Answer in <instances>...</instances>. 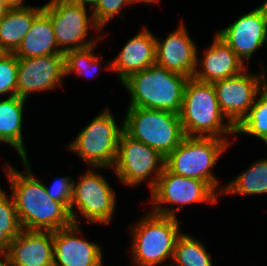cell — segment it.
<instances>
[{
	"instance_id": "obj_1",
	"label": "cell",
	"mask_w": 267,
	"mask_h": 266,
	"mask_svg": "<svg viewBox=\"0 0 267 266\" xmlns=\"http://www.w3.org/2000/svg\"><path fill=\"white\" fill-rule=\"evenodd\" d=\"M22 161L25 174L10 165L4 167L22 229L55 231L72 225L70 208L47 194L46 185L30 169L28 156Z\"/></svg>"
},
{
	"instance_id": "obj_2",
	"label": "cell",
	"mask_w": 267,
	"mask_h": 266,
	"mask_svg": "<svg viewBox=\"0 0 267 266\" xmlns=\"http://www.w3.org/2000/svg\"><path fill=\"white\" fill-rule=\"evenodd\" d=\"M188 79L154 64L131 74L121 84L129 93L128 108L166 110L179 114Z\"/></svg>"
},
{
	"instance_id": "obj_3",
	"label": "cell",
	"mask_w": 267,
	"mask_h": 266,
	"mask_svg": "<svg viewBox=\"0 0 267 266\" xmlns=\"http://www.w3.org/2000/svg\"><path fill=\"white\" fill-rule=\"evenodd\" d=\"M223 116L213 84L189 78L179 113L185 135L227 139L235 127L229 121L223 124Z\"/></svg>"
},
{
	"instance_id": "obj_4",
	"label": "cell",
	"mask_w": 267,
	"mask_h": 266,
	"mask_svg": "<svg viewBox=\"0 0 267 266\" xmlns=\"http://www.w3.org/2000/svg\"><path fill=\"white\" fill-rule=\"evenodd\" d=\"M176 217L162 216L151 211L131 225L132 244L129 254L133 266H159L173 260L175 243L180 232Z\"/></svg>"
},
{
	"instance_id": "obj_5",
	"label": "cell",
	"mask_w": 267,
	"mask_h": 266,
	"mask_svg": "<svg viewBox=\"0 0 267 266\" xmlns=\"http://www.w3.org/2000/svg\"><path fill=\"white\" fill-rule=\"evenodd\" d=\"M228 139L185 136L183 141L165 158V167L172 173L205 181L217 194V180L211 169L231 144Z\"/></svg>"
},
{
	"instance_id": "obj_6",
	"label": "cell",
	"mask_w": 267,
	"mask_h": 266,
	"mask_svg": "<svg viewBox=\"0 0 267 266\" xmlns=\"http://www.w3.org/2000/svg\"><path fill=\"white\" fill-rule=\"evenodd\" d=\"M123 130L166 158L185 138L179 114L156 109L127 108Z\"/></svg>"
},
{
	"instance_id": "obj_7",
	"label": "cell",
	"mask_w": 267,
	"mask_h": 266,
	"mask_svg": "<svg viewBox=\"0 0 267 266\" xmlns=\"http://www.w3.org/2000/svg\"><path fill=\"white\" fill-rule=\"evenodd\" d=\"M110 110L103 109L93 120L79 132L68 144V149L78 154L93 169L113 168L118 150L119 136L123 131L117 127Z\"/></svg>"
},
{
	"instance_id": "obj_8",
	"label": "cell",
	"mask_w": 267,
	"mask_h": 266,
	"mask_svg": "<svg viewBox=\"0 0 267 266\" xmlns=\"http://www.w3.org/2000/svg\"><path fill=\"white\" fill-rule=\"evenodd\" d=\"M151 212L169 217H176V213L184 205L192 203L217 202V193L205 182L170 172L164 167L154 188L150 191ZM166 207H165V205ZM164 205V206H163ZM168 205H178L176 208Z\"/></svg>"
},
{
	"instance_id": "obj_9",
	"label": "cell",
	"mask_w": 267,
	"mask_h": 266,
	"mask_svg": "<svg viewBox=\"0 0 267 266\" xmlns=\"http://www.w3.org/2000/svg\"><path fill=\"white\" fill-rule=\"evenodd\" d=\"M164 167L165 158L159 152L122 131L113 172L124 185L136 187L149 179L151 191Z\"/></svg>"
},
{
	"instance_id": "obj_10",
	"label": "cell",
	"mask_w": 267,
	"mask_h": 266,
	"mask_svg": "<svg viewBox=\"0 0 267 266\" xmlns=\"http://www.w3.org/2000/svg\"><path fill=\"white\" fill-rule=\"evenodd\" d=\"M43 10L50 16L55 39L59 50L66 53L70 50L81 49L97 44V39H88L89 29L101 30L95 23L92 12L88 17L85 5L69 0H50L43 5Z\"/></svg>"
},
{
	"instance_id": "obj_11",
	"label": "cell",
	"mask_w": 267,
	"mask_h": 266,
	"mask_svg": "<svg viewBox=\"0 0 267 266\" xmlns=\"http://www.w3.org/2000/svg\"><path fill=\"white\" fill-rule=\"evenodd\" d=\"M74 205L90 223L108 224L113 219L116 207L115 192L105 177L96 174L93 169L86 170L77 182L74 181L70 205L73 222L78 224Z\"/></svg>"
},
{
	"instance_id": "obj_12",
	"label": "cell",
	"mask_w": 267,
	"mask_h": 266,
	"mask_svg": "<svg viewBox=\"0 0 267 266\" xmlns=\"http://www.w3.org/2000/svg\"><path fill=\"white\" fill-rule=\"evenodd\" d=\"M247 71L246 69L237 76L212 83L220 110L234 127L247 115L257 93L267 83L264 68L262 76Z\"/></svg>"
},
{
	"instance_id": "obj_13",
	"label": "cell",
	"mask_w": 267,
	"mask_h": 266,
	"mask_svg": "<svg viewBox=\"0 0 267 266\" xmlns=\"http://www.w3.org/2000/svg\"><path fill=\"white\" fill-rule=\"evenodd\" d=\"M65 76L64 55L18 58L16 95L28 99L34 92L62 86Z\"/></svg>"
},
{
	"instance_id": "obj_14",
	"label": "cell",
	"mask_w": 267,
	"mask_h": 266,
	"mask_svg": "<svg viewBox=\"0 0 267 266\" xmlns=\"http://www.w3.org/2000/svg\"><path fill=\"white\" fill-rule=\"evenodd\" d=\"M216 34L244 64L248 61L249 65L254 52L267 43V16L259 6Z\"/></svg>"
},
{
	"instance_id": "obj_15",
	"label": "cell",
	"mask_w": 267,
	"mask_h": 266,
	"mask_svg": "<svg viewBox=\"0 0 267 266\" xmlns=\"http://www.w3.org/2000/svg\"><path fill=\"white\" fill-rule=\"evenodd\" d=\"M80 225L53 231V266H103L101 246L79 237Z\"/></svg>"
},
{
	"instance_id": "obj_16",
	"label": "cell",
	"mask_w": 267,
	"mask_h": 266,
	"mask_svg": "<svg viewBox=\"0 0 267 266\" xmlns=\"http://www.w3.org/2000/svg\"><path fill=\"white\" fill-rule=\"evenodd\" d=\"M196 47L182 22L163 42L156 37V64L168 71L192 78L199 61Z\"/></svg>"
},
{
	"instance_id": "obj_17",
	"label": "cell",
	"mask_w": 267,
	"mask_h": 266,
	"mask_svg": "<svg viewBox=\"0 0 267 266\" xmlns=\"http://www.w3.org/2000/svg\"><path fill=\"white\" fill-rule=\"evenodd\" d=\"M13 266H53V231L26 230L5 247Z\"/></svg>"
},
{
	"instance_id": "obj_18",
	"label": "cell",
	"mask_w": 267,
	"mask_h": 266,
	"mask_svg": "<svg viewBox=\"0 0 267 266\" xmlns=\"http://www.w3.org/2000/svg\"><path fill=\"white\" fill-rule=\"evenodd\" d=\"M156 64V36L144 26L142 31L129 39L108 69L117 72L122 83L131 74Z\"/></svg>"
},
{
	"instance_id": "obj_19",
	"label": "cell",
	"mask_w": 267,
	"mask_h": 266,
	"mask_svg": "<svg viewBox=\"0 0 267 266\" xmlns=\"http://www.w3.org/2000/svg\"><path fill=\"white\" fill-rule=\"evenodd\" d=\"M214 37L212 44L200 58V62L197 61V68L201 65V68L195 69L193 75L197 81L214 83L237 76L248 68L247 64H244L217 34Z\"/></svg>"
},
{
	"instance_id": "obj_20",
	"label": "cell",
	"mask_w": 267,
	"mask_h": 266,
	"mask_svg": "<svg viewBox=\"0 0 267 266\" xmlns=\"http://www.w3.org/2000/svg\"><path fill=\"white\" fill-rule=\"evenodd\" d=\"M17 58H33L50 54L64 55L59 50L50 16L42 10L14 52Z\"/></svg>"
},
{
	"instance_id": "obj_21",
	"label": "cell",
	"mask_w": 267,
	"mask_h": 266,
	"mask_svg": "<svg viewBox=\"0 0 267 266\" xmlns=\"http://www.w3.org/2000/svg\"><path fill=\"white\" fill-rule=\"evenodd\" d=\"M26 100L15 95L0 101V142H6L15 148L21 160L28 156L22 137Z\"/></svg>"
},
{
	"instance_id": "obj_22",
	"label": "cell",
	"mask_w": 267,
	"mask_h": 266,
	"mask_svg": "<svg viewBox=\"0 0 267 266\" xmlns=\"http://www.w3.org/2000/svg\"><path fill=\"white\" fill-rule=\"evenodd\" d=\"M42 7L12 8L0 19V47L4 52L14 53L30 30L34 18Z\"/></svg>"
},
{
	"instance_id": "obj_23",
	"label": "cell",
	"mask_w": 267,
	"mask_h": 266,
	"mask_svg": "<svg viewBox=\"0 0 267 266\" xmlns=\"http://www.w3.org/2000/svg\"><path fill=\"white\" fill-rule=\"evenodd\" d=\"M224 194L259 195L267 194V158L257 160L240 173L226 186L221 187Z\"/></svg>"
},
{
	"instance_id": "obj_24",
	"label": "cell",
	"mask_w": 267,
	"mask_h": 266,
	"mask_svg": "<svg viewBox=\"0 0 267 266\" xmlns=\"http://www.w3.org/2000/svg\"><path fill=\"white\" fill-rule=\"evenodd\" d=\"M239 133L255 136L267 145V83L257 93L247 115L235 127V134Z\"/></svg>"
},
{
	"instance_id": "obj_25",
	"label": "cell",
	"mask_w": 267,
	"mask_h": 266,
	"mask_svg": "<svg viewBox=\"0 0 267 266\" xmlns=\"http://www.w3.org/2000/svg\"><path fill=\"white\" fill-rule=\"evenodd\" d=\"M170 266H213V264L211 255L201 241L189 234L181 233L176 240L173 264Z\"/></svg>"
},
{
	"instance_id": "obj_26",
	"label": "cell",
	"mask_w": 267,
	"mask_h": 266,
	"mask_svg": "<svg viewBox=\"0 0 267 266\" xmlns=\"http://www.w3.org/2000/svg\"><path fill=\"white\" fill-rule=\"evenodd\" d=\"M96 44L91 46L70 50L64 54L65 57V76L75 72L80 76L89 77L96 74L100 69L102 60L97 55H94L93 48ZM100 62V63H99Z\"/></svg>"
},
{
	"instance_id": "obj_27",
	"label": "cell",
	"mask_w": 267,
	"mask_h": 266,
	"mask_svg": "<svg viewBox=\"0 0 267 266\" xmlns=\"http://www.w3.org/2000/svg\"><path fill=\"white\" fill-rule=\"evenodd\" d=\"M10 197L0 186V247H6L22 231L14 200Z\"/></svg>"
},
{
	"instance_id": "obj_28",
	"label": "cell",
	"mask_w": 267,
	"mask_h": 266,
	"mask_svg": "<svg viewBox=\"0 0 267 266\" xmlns=\"http://www.w3.org/2000/svg\"><path fill=\"white\" fill-rule=\"evenodd\" d=\"M18 58L14 53L5 52L0 57V95H16Z\"/></svg>"
},
{
	"instance_id": "obj_29",
	"label": "cell",
	"mask_w": 267,
	"mask_h": 266,
	"mask_svg": "<svg viewBox=\"0 0 267 266\" xmlns=\"http://www.w3.org/2000/svg\"><path fill=\"white\" fill-rule=\"evenodd\" d=\"M134 3L140 2L138 0H98L91 10L95 23L100 29L104 28L110 20L119 14L123 6Z\"/></svg>"
},
{
	"instance_id": "obj_30",
	"label": "cell",
	"mask_w": 267,
	"mask_h": 266,
	"mask_svg": "<svg viewBox=\"0 0 267 266\" xmlns=\"http://www.w3.org/2000/svg\"><path fill=\"white\" fill-rule=\"evenodd\" d=\"M74 180L69 176L57 178L48 189L47 194L56 202L66 204L69 208L73 197Z\"/></svg>"
},
{
	"instance_id": "obj_31",
	"label": "cell",
	"mask_w": 267,
	"mask_h": 266,
	"mask_svg": "<svg viewBox=\"0 0 267 266\" xmlns=\"http://www.w3.org/2000/svg\"><path fill=\"white\" fill-rule=\"evenodd\" d=\"M0 266H13L11 257L5 247H0Z\"/></svg>"
},
{
	"instance_id": "obj_32",
	"label": "cell",
	"mask_w": 267,
	"mask_h": 266,
	"mask_svg": "<svg viewBox=\"0 0 267 266\" xmlns=\"http://www.w3.org/2000/svg\"><path fill=\"white\" fill-rule=\"evenodd\" d=\"M3 3H5L9 9L12 8H22L27 7L28 5L24 4V0H1Z\"/></svg>"
},
{
	"instance_id": "obj_33",
	"label": "cell",
	"mask_w": 267,
	"mask_h": 266,
	"mask_svg": "<svg viewBox=\"0 0 267 266\" xmlns=\"http://www.w3.org/2000/svg\"><path fill=\"white\" fill-rule=\"evenodd\" d=\"M69 1L80 4V5H85V6L89 4L90 10H92L94 5L98 2V0H69Z\"/></svg>"
},
{
	"instance_id": "obj_34",
	"label": "cell",
	"mask_w": 267,
	"mask_h": 266,
	"mask_svg": "<svg viewBox=\"0 0 267 266\" xmlns=\"http://www.w3.org/2000/svg\"><path fill=\"white\" fill-rule=\"evenodd\" d=\"M9 7L0 0V19L7 13Z\"/></svg>"
},
{
	"instance_id": "obj_35",
	"label": "cell",
	"mask_w": 267,
	"mask_h": 266,
	"mask_svg": "<svg viewBox=\"0 0 267 266\" xmlns=\"http://www.w3.org/2000/svg\"><path fill=\"white\" fill-rule=\"evenodd\" d=\"M262 9L264 10L266 16H267V0L264 1V3L261 5Z\"/></svg>"
},
{
	"instance_id": "obj_36",
	"label": "cell",
	"mask_w": 267,
	"mask_h": 266,
	"mask_svg": "<svg viewBox=\"0 0 267 266\" xmlns=\"http://www.w3.org/2000/svg\"><path fill=\"white\" fill-rule=\"evenodd\" d=\"M5 52L2 50V48L0 47V57L4 54Z\"/></svg>"
}]
</instances>
